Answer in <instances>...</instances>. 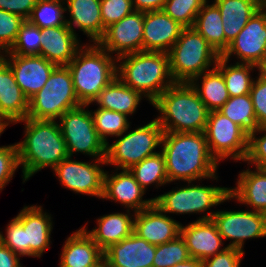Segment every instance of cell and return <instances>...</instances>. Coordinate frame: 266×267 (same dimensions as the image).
Wrapping results in <instances>:
<instances>
[{"mask_svg": "<svg viewBox=\"0 0 266 267\" xmlns=\"http://www.w3.org/2000/svg\"><path fill=\"white\" fill-rule=\"evenodd\" d=\"M253 81L250 95L259 127H266V80L258 75Z\"/></svg>", "mask_w": 266, "mask_h": 267, "instance_id": "obj_45", "label": "cell"}, {"mask_svg": "<svg viewBox=\"0 0 266 267\" xmlns=\"http://www.w3.org/2000/svg\"><path fill=\"white\" fill-rule=\"evenodd\" d=\"M190 84L209 112L218 111L230 98L224 77L216 67L197 76Z\"/></svg>", "mask_w": 266, "mask_h": 267, "instance_id": "obj_31", "label": "cell"}, {"mask_svg": "<svg viewBox=\"0 0 266 267\" xmlns=\"http://www.w3.org/2000/svg\"><path fill=\"white\" fill-rule=\"evenodd\" d=\"M167 0H132L134 11L152 12L162 10Z\"/></svg>", "mask_w": 266, "mask_h": 267, "instance_id": "obj_49", "label": "cell"}, {"mask_svg": "<svg viewBox=\"0 0 266 267\" xmlns=\"http://www.w3.org/2000/svg\"><path fill=\"white\" fill-rule=\"evenodd\" d=\"M190 258L184 239H176L156 246L152 267H173Z\"/></svg>", "mask_w": 266, "mask_h": 267, "instance_id": "obj_39", "label": "cell"}, {"mask_svg": "<svg viewBox=\"0 0 266 267\" xmlns=\"http://www.w3.org/2000/svg\"><path fill=\"white\" fill-rule=\"evenodd\" d=\"M180 235L185 241L190 257L201 261L227 248H221L224 244L223 238L212 219L196 220L186 226L181 225Z\"/></svg>", "mask_w": 266, "mask_h": 267, "instance_id": "obj_22", "label": "cell"}, {"mask_svg": "<svg viewBox=\"0 0 266 267\" xmlns=\"http://www.w3.org/2000/svg\"><path fill=\"white\" fill-rule=\"evenodd\" d=\"M229 61L222 56L218 59L216 68L222 73L225 85L230 97L250 94L251 86L255 78H252L250 71L257 66L249 63L228 65Z\"/></svg>", "mask_w": 266, "mask_h": 267, "instance_id": "obj_33", "label": "cell"}, {"mask_svg": "<svg viewBox=\"0 0 266 267\" xmlns=\"http://www.w3.org/2000/svg\"><path fill=\"white\" fill-rule=\"evenodd\" d=\"M40 40V56L56 66H67L82 46L78 35L67 24L41 29Z\"/></svg>", "mask_w": 266, "mask_h": 267, "instance_id": "obj_23", "label": "cell"}, {"mask_svg": "<svg viewBox=\"0 0 266 267\" xmlns=\"http://www.w3.org/2000/svg\"><path fill=\"white\" fill-rule=\"evenodd\" d=\"M4 58L28 99L42 89L56 67L40 55L5 54Z\"/></svg>", "mask_w": 266, "mask_h": 267, "instance_id": "obj_17", "label": "cell"}, {"mask_svg": "<svg viewBox=\"0 0 266 267\" xmlns=\"http://www.w3.org/2000/svg\"><path fill=\"white\" fill-rule=\"evenodd\" d=\"M91 114L95 129L105 144L108 143L109 136H120L131 126L128 116L116 111L98 107L94 111L91 110Z\"/></svg>", "mask_w": 266, "mask_h": 267, "instance_id": "obj_37", "label": "cell"}, {"mask_svg": "<svg viewBox=\"0 0 266 267\" xmlns=\"http://www.w3.org/2000/svg\"><path fill=\"white\" fill-rule=\"evenodd\" d=\"M9 125L0 118V136L1 134L6 130V127H8Z\"/></svg>", "mask_w": 266, "mask_h": 267, "instance_id": "obj_53", "label": "cell"}, {"mask_svg": "<svg viewBox=\"0 0 266 267\" xmlns=\"http://www.w3.org/2000/svg\"><path fill=\"white\" fill-rule=\"evenodd\" d=\"M205 40L222 56L225 52V35L218 7L208 1L196 16L193 26Z\"/></svg>", "mask_w": 266, "mask_h": 267, "instance_id": "obj_32", "label": "cell"}, {"mask_svg": "<svg viewBox=\"0 0 266 267\" xmlns=\"http://www.w3.org/2000/svg\"><path fill=\"white\" fill-rule=\"evenodd\" d=\"M208 0H167L163 11L184 28L193 27L196 16Z\"/></svg>", "mask_w": 266, "mask_h": 267, "instance_id": "obj_38", "label": "cell"}, {"mask_svg": "<svg viewBox=\"0 0 266 267\" xmlns=\"http://www.w3.org/2000/svg\"><path fill=\"white\" fill-rule=\"evenodd\" d=\"M218 111L239 125L248 135L259 128L250 94L230 97Z\"/></svg>", "mask_w": 266, "mask_h": 267, "instance_id": "obj_35", "label": "cell"}, {"mask_svg": "<svg viewBox=\"0 0 266 267\" xmlns=\"http://www.w3.org/2000/svg\"><path fill=\"white\" fill-rule=\"evenodd\" d=\"M151 105L163 132H204L209 111L190 83H174Z\"/></svg>", "mask_w": 266, "mask_h": 267, "instance_id": "obj_3", "label": "cell"}, {"mask_svg": "<svg viewBox=\"0 0 266 267\" xmlns=\"http://www.w3.org/2000/svg\"><path fill=\"white\" fill-rule=\"evenodd\" d=\"M64 243L59 267L104 266L103 251L82 227Z\"/></svg>", "mask_w": 266, "mask_h": 267, "instance_id": "obj_25", "label": "cell"}, {"mask_svg": "<svg viewBox=\"0 0 266 267\" xmlns=\"http://www.w3.org/2000/svg\"><path fill=\"white\" fill-rule=\"evenodd\" d=\"M257 134L264 135L256 137ZM244 162L266 169V127H259L249 134L248 153Z\"/></svg>", "mask_w": 266, "mask_h": 267, "instance_id": "obj_43", "label": "cell"}, {"mask_svg": "<svg viewBox=\"0 0 266 267\" xmlns=\"http://www.w3.org/2000/svg\"><path fill=\"white\" fill-rule=\"evenodd\" d=\"M38 0H0V9L27 20Z\"/></svg>", "mask_w": 266, "mask_h": 267, "instance_id": "obj_47", "label": "cell"}, {"mask_svg": "<svg viewBox=\"0 0 266 267\" xmlns=\"http://www.w3.org/2000/svg\"><path fill=\"white\" fill-rule=\"evenodd\" d=\"M108 174L105 172L101 199L121 203L127 210L142 211L154 204V198L143 200L146 191L139 185L129 169Z\"/></svg>", "mask_w": 266, "mask_h": 267, "instance_id": "obj_18", "label": "cell"}, {"mask_svg": "<svg viewBox=\"0 0 266 267\" xmlns=\"http://www.w3.org/2000/svg\"><path fill=\"white\" fill-rule=\"evenodd\" d=\"M117 77L140 92L150 104L175 83L170 73L169 55L162 52L141 51L118 57Z\"/></svg>", "mask_w": 266, "mask_h": 267, "instance_id": "obj_4", "label": "cell"}, {"mask_svg": "<svg viewBox=\"0 0 266 267\" xmlns=\"http://www.w3.org/2000/svg\"><path fill=\"white\" fill-rule=\"evenodd\" d=\"M161 152L168 182L218 180V162L211 156L204 132H163Z\"/></svg>", "mask_w": 266, "mask_h": 267, "instance_id": "obj_1", "label": "cell"}, {"mask_svg": "<svg viewBox=\"0 0 266 267\" xmlns=\"http://www.w3.org/2000/svg\"><path fill=\"white\" fill-rule=\"evenodd\" d=\"M40 37L41 29L25 20L20 27L15 43L5 54L40 55Z\"/></svg>", "mask_w": 266, "mask_h": 267, "instance_id": "obj_40", "label": "cell"}, {"mask_svg": "<svg viewBox=\"0 0 266 267\" xmlns=\"http://www.w3.org/2000/svg\"><path fill=\"white\" fill-rule=\"evenodd\" d=\"M100 8L105 29L134 11L132 0H101Z\"/></svg>", "mask_w": 266, "mask_h": 267, "instance_id": "obj_42", "label": "cell"}, {"mask_svg": "<svg viewBox=\"0 0 266 267\" xmlns=\"http://www.w3.org/2000/svg\"><path fill=\"white\" fill-rule=\"evenodd\" d=\"M117 59L98 43L82 44L67 65L79 102L93 104L103 88L117 77Z\"/></svg>", "mask_w": 266, "mask_h": 267, "instance_id": "obj_5", "label": "cell"}, {"mask_svg": "<svg viewBox=\"0 0 266 267\" xmlns=\"http://www.w3.org/2000/svg\"><path fill=\"white\" fill-rule=\"evenodd\" d=\"M185 187H176L171 191L156 196L154 204L164 213L175 214H195L204 213L199 220L212 219L215 211H210L211 207L220 205L232 199L229 195L228 187L199 186L187 182Z\"/></svg>", "mask_w": 266, "mask_h": 267, "instance_id": "obj_10", "label": "cell"}, {"mask_svg": "<svg viewBox=\"0 0 266 267\" xmlns=\"http://www.w3.org/2000/svg\"><path fill=\"white\" fill-rule=\"evenodd\" d=\"M52 217L42 206H24L7 225L0 242L18 256L38 257L50 248L53 230Z\"/></svg>", "mask_w": 266, "mask_h": 267, "instance_id": "obj_6", "label": "cell"}, {"mask_svg": "<svg viewBox=\"0 0 266 267\" xmlns=\"http://www.w3.org/2000/svg\"><path fill=\"white\" fill-rule=\"evenodd\" d=\"M126 211V213L117 212L100 216L97 219V228L95 227L91 231L87 229L86 225L82 228L104 252L112 244L119 243L133 233L135 212L131 214L132 211Z\"/></svg>", "mask_w": 266, "mask_h": 267, "instance_id": "obj_27", "label": "cell"}, {"mask_svg": "<svg viewBox=\"0 0 266 267\" xmlns=\"http://www.w3.org/2000/svg\"><path fill=\"white\" fill-rule=\"evenodd\" d=\"M144 12L133 11L117 23L106 28L97 42L116 59L126 54L142 51Z\"/></svg>", "mask_w": 266, "mask_h": 267, "instance_id": "obj_15", "label": "cell"}, {"mask_svg": "<svg viewBox=\"0 0 266 267\" xmlns=\"http://www.w3.org/2000/svg\"><path fill=\"white\" fill-rule=\"evenodd\" d=\"M183 28L163 10L145 12L142 51L168 54Z\"/></svg>", "mask_w": 266, "mask_h": 267, "instance_id": "obj_20", "label": "cell"}, {"mask_svg": "<svg viewBox=\"0 0 266 267\" xmlns=\"http://www.w3.org/2000/svg\"><path fill=\"white\" fill-rule=\"evenodd\" d=\"M100 2L101 0H65L66 12L70 15L66 24L75 34L74 29L77 27L93 43H97L106 30L101 19Z\"/></svg>", "mask_w": 266, "mask_h": 267, "instance_id": "obj_26", "label": "cell"}, {"mask_svg": "<svg viewBox=\"0 0 266 267\" xmlns=\"http://www.w3.org/2000/svg\"><path fill=\"white\" fill-rule=\"evenodd\" d=\"M233 54L239 63L256 66L266 57V19L260 11L249 19L222 57L230 61Z\"/></svg>", "mask_w": 266, "mask_h": 267, "instance_id": "obj_16", "label": "cell"}, {"mask_svg": "<svg viewBox=\"0 0 266 267\" xmlns=\"http://www.w3.org/2000/svg\"><path fill=\"white\" fill-rule=\"evenodd\" d=\"M82 267V266H81ZM86 267H104V266H86Z\"/></svg>", "mask_w": 266, "mask_h": 267, "instance_id": "obj_55", "label": "cell"}, {"mask_svg": "<svg viewBox=\"0 0 266 267\" xmlns=\"http://www.w3.org/2000/svg\"><path fill=\"white\" fill-rule=\"evenodd\" d=\"M213 3L221 13L226 51L249 19L259 11V0H214Z\"/></svg>", "mask_w": 266, "mask_h": 267, "instance_id": "obj_29", "label": "cell"}, {"mask_svg": "<svg viewBox=\"0 0 266 267\" xmlns=\"http://www.w3.org/2000/svg\"><path fill=\"white\" fill-rule=\"evenodd\" d=\"M142 97L144 96L140 92L129 88L116 77L109 85L103 88L93 103L99 105V108L129 116L136 112Z\"/></svg>", "mask_w": 266, "mask_h": 267, "instance_id": "obj_30", "label": "cell"}, {"mask_svg": "<svg viewBox=\"0 0 266 267\" xmlns=\"http://www.w3.org/2000/svg\"><path fill=\"white\" fill-rule=\"evenodd\" d=\"M173 267H202V261L199 259L190 257L186 261L178 263Z\"/></svg>", "mask_w": 266, "mask_h": 267, "instance_id": "obj_50", "label": "cell"}, {"mask_svg": "<svg viewBox=\"0 0 266 267\" xmlns=\"http://www.w3.org/2000/svg\"><path fill=\"white\" fill-rule=\"evenodd\" d=\"M236 187L229 188L232 200L250 206L252 211L266 214V169L242 170Z\"/></svg>", "mask_w": 266, "mask_h": 267, "instance_id": "obj_28", "label": "cell"}, {"mask_svg": "<svg viewBox=\"0 0 266 267\" xmlns=\"http://www.w3.org/2000/svg\"><path fill=\"white\" fill-rule=\"evenodd\" d=\"M25 138L16 143L23 183L45 167L54 169L69 155L57 120L25 118Z\"/></svg>", "mask_w": 266, "mask_h": 267, "instance_id": "obj_2", "label": "cell"}, {"mask_svg": "<svg viewBox=\"0 0 266 267\" xmlns=\"http://www.w3.org/2000/svg\"><path fill=\"white\" fill-rule=\"evenodd\" d=\"M4 54H5L4 51L0 48V60H2L5 57Z\"/></svg>", "mask_w": 266, "mask_h": 267, "instance_id": "obj_54", "label": "cell"}, {"mask_svg": "<svg viewBox=\"0 0 266 267\" xmlns=\"http://www.w3.org/2000/svg\"><path fill=\"white\" fill-rule=\"evenodd\" d=\"M64 12L66 13L65 0H38L27 20L40 29L64 26Z\"/></svg>", "mask_w": 266, "mask_h": 267, "instance_id": "obj_36", "label": "cell"}, {"mask_svg": "<svg viewBox=\"0 0 266 267\" xmlns=\"http://www.w3.org/2000/svg\"><path fill=\"white\" fill-rule=\"evenodd\" d=\"M88 106L82 104L70 109L58 119L67 152L70 157L77 152L93 159H105L106 144L95 129Z\"/></svg>", "mask_w": 266, "mask_h": 267, "instance_id": "obj_11", "label": "cell"}, {"mask_svg": "<svg viewBox=\"0 0 266 267\" xmlns=\"http://www.w3.org/2000/svg\"><path fill=\"white\" fill-rule=\"evenodd\" d=\"M245 251L227 247L222 252L202 261V267H240Z\"/></svg>", "mask_w": 266, "mask_h": 267, "instance_id": "obj_46", "label": "cell"}, {"mask_svg": "<svg viewBox=\"0 0 266 267\" xmlns=\"http://www.w3.org/2000/svg\"><path fill=\"white\" fill-rule=\"evenodd\" d=\"M204 134L209 152L218 163L225 158L245 161L249 135L219 111L209 112Z\"/></svg>", "mask_w": 266, "mask_h": 267, "instance_id": "obj_12", "label": "cell"}, {"mask_svg": "<svg viewBox=\"0 0 266 267\" xmlns=\"http://www.w3.org/2000/svg\"><path fill=\"white\" fill-rule=\"evenodd\" d=\"M259 11L265 16L266 19V0H259Z\"/></svg>", "mask_w": 266, "mask_h": 267, "instance_id": "obj_52", "label": "cell"}, {"mask_svg": "<svg viewBox=\"0 0 266 267\" xmlns=\"http://www.w3.org/2000/svg\"><path fill=\"white\" fill-rule=\"evenodd\" d=\"M182 223L162 212L155 204L135 212L133 233L148 243L158 246L180 235Z\"/></svg>", "mask_w": 266, "mask_h": 267, "instance_id": "obj_19", "label": "cell"}, {"mask_svg": "<svg viewBox=\"0 0 266 267\" xmlns=\"http://www.w3.org/2000/svg\"><path fill=\"white\" fill-rule=\"evenodd\" d=\"M170 73L175 83H190L194 78L215 68L220 55L194 28H183L168 52ZM214 64V65H213Z\"/></svg>", "mask_w": 266, "mask_h": 267, "instance_id": "obj_7", "label": "cell"}, {"mask_svg": "<svg viewBox=\"0 0 266 267\" xmlns=\"http://www.w3.org/2000/svg\"><path fill=\"white\" fill-rule=\"evenodd\" d=\"M20 256L0 242V267H22Z\"/></svg>", "mask_w": 266, "mask_h": 267, "instance_id": "obj_48", "label": "cell"}, {"mask_svg": "<svg viewBox=\"0 0 266 267\" xmlns=\"http://www.w3.org/2000/svg\"><path fill=\"white\" fill-rule=\"evenodd\" d=\"M94 161V162H93ZM106 165L105 159H93L91 162L73 160L68 156L62 160L53 171L66 189L76 194H87L102 198L104 185V169L99 165Z\"/></svg>", "mask_w": 266, "mask_h": 267, "instance_id": "obj_14", "label": "cell"}, {"mask_svg": "<svg viewBox=\"0 0 266 267\" xmlns=\"http://www.w3.org/2000/svg\"><path fill=\"white\" fill-rule=\"evenodd\" d=\"M129 171L145 191L151 184L156 185L158 188L169 183L165 159L161 150L160 152L143 159L138 164L133 165Z\"/></svg>", "mask_w": 266, "mask_h": 267, "instance_id": "obj_34", "label": "cell"}, {"mask_svg": "<svg viewBox=\"0 0 266 267\" xmlns=\"http://www.w3.org/2000/svg\"><path fill=\"white\" fill-rule=\"evenodd\" d=\"M19 168L17 144L0 147V191L11 181Z\"/></svg>", "mask_w": 266, "mask_h": 267, "instance_id": "obj_44", "label": "cell"}, {"mask_svg": "<svg viewBox=\"0 0 266 267\" xmlns=\"http://www.w3.org/2000/svg\"><path fill=\"white\" fill-rule=\"evenodd\" d=\"M24 22V18L0 9V48L4 52H8L15 43Z\"/></svg>", "mask_w": 266, "mask_h": 267, "instance_id": "obj_41", "label": "cell"}, {"mask_svg": "<svg viewBox=\"0 0 266 267\" xmlns=\"http://www.w3.org/2000/svg\"><path fill=\"white\" fill-rule=\"evenodd\" d=\"M258 75L266 80V57L257 65Z\"/></svg>", "mask_w": 266, "mask_h": 267, "instance_id": "obj_51", "label": "cell"}, {"mask_svg": "<svg viewBox=\"0 0 266 267\" xmlns=\"http://www.w3.org/2000/svg\"><path fill=\"white\" fill-rule=\"evenodd\" d=\"M123 132L112 144H106V165L116 166L117 170L130 169L148 156L154 155L161 147L163 129L157 119H153L135 130Z\"/></svg>", "mask_w": 266, "mask_h": 267, "instance_id": "obj_9", "label": "cell"}, {"mask_svg": "<svg viewBox=\"0 0 266 267\" xmlns=\"http://www.w3.org/2000/svg\"><path fill=\"white\" fill-rule=\"evenodd\" d=\"M212 220L222 238L231 240L230 248L244 251L246 239L266 237V214L261 212L219 210Z\"/></svg>", "mask_w": 266, "mask_h": 267, "instance_id": "obj_13", "label": "cell"}, {"mask_svg": "<svg viewBox=\"0 0 266 267\" xmlns=\"http://www.w3.org/2000/svg\"><path fill=\"white\" fill-rule=\"evenodd\" d=\"M80 105L68 67L56 66L42 89L29 99L27 118L58 120Z\"/></svg>", "mask_w": 266, "mask_h": 267, "instance_id": "obj_8", "label": "cell"}, {"mask_svg": "<svg viewBox=\"0 0 266 267\" xmlns=\"http://www.w3.org/2000/svg\"><path fill=\"white\" fill-rule=\"evenodd\" d=\"M29 99L25 96L8 66L7 60H0V118L8 125L27 118Z\"/></svg>", "mask_w": 266, "mask_h": 267, "instance_id": "obj_24", "label": "cell"}, {"mask_svg": "<svg viewBox=\"0 0 266 267\" xmlns=\"http://www.w3.org/2000/svg\"><path fill=\"white\" fill-rule=\"evenodd\" d=\"M156 246L135 233L103 252L104 267H152Z\"/></svg>", "mask_w": 266, "mask_h": 267, "instance_id": "obj_21", "label": "cell"}]
</instances>
